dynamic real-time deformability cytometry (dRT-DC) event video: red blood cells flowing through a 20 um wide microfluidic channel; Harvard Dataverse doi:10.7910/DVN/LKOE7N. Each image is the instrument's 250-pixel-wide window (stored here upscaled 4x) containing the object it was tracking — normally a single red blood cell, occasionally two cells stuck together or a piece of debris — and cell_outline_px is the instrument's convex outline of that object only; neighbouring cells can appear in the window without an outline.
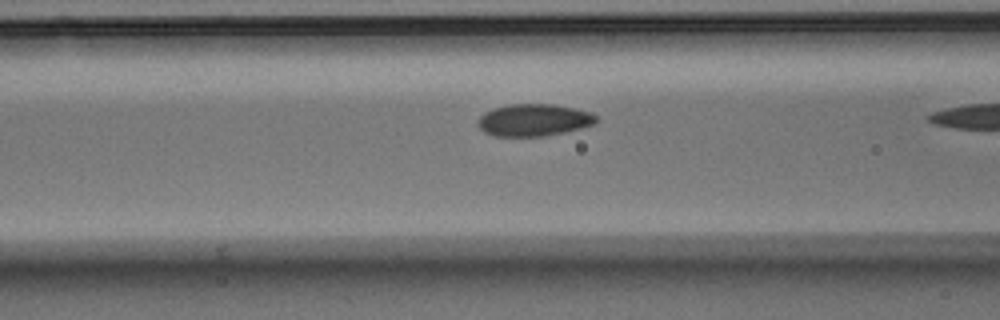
{"species": "Egyptian fruit bat (a non-hibernating species)", "species_latin": "Rousettus aegyptiacus", "temperature_condition": "warm", "stored_images_in_passage": 9, "camera_frame_rate_fps": 3000, "um_per_image_px": 0.085, "animal": {"sex": "male"}, "frame": {"image": 1, "passage_image": 8, "time_ms": 2.333, "image_size_px": [1000, 320], "cell_outline_px": [[600, 120], [596, 124], [564, 132], [544, 136], [492, 136], [484, 132], [476, 124], [476, 120], [484, 112], [492, 108], [508, 104], [552, 104], [576, 108], [592, 112]], "centroid_in_image_um": [45.37, 10.2], "position_along_channel_um": 121.2, "area_um2": 22.54}}